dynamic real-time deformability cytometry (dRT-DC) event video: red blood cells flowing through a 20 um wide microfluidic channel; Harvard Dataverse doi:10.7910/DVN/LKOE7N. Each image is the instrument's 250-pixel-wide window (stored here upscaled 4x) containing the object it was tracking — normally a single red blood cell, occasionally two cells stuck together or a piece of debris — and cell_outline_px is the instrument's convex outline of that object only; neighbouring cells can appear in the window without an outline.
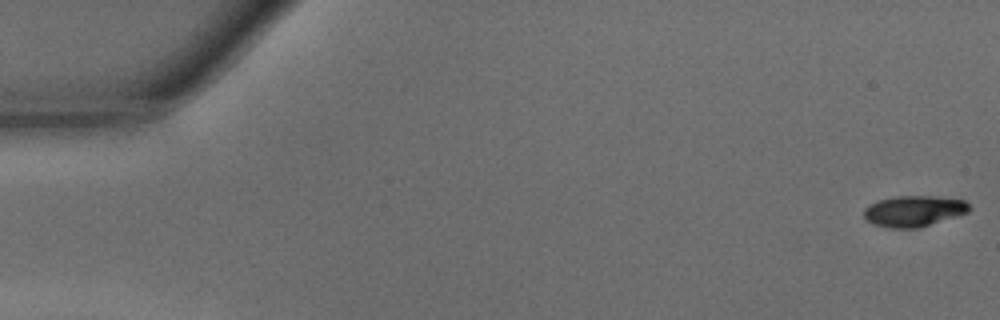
{"species": "common noctule bat (a hibernating species)", "species_latin": "Nyctalus noctula", "temperature_condition": "warm", "stored_images_in_passage": 47, "camera_frame_rate_fps": 3000, "um_per_image_px": 0.085, "animal": {"sex": "male", "body_mass_g": 15.6}, "frame": {"image": 1, "passage_image": 1, "time_ms": 0.0, "image_size_px": [1000, 320], "cell_outline_px": [[972, 208], [968, 212], [920, 228], [892, 228], [876, 224], [868, 220], [864, 216], [864, 208], [868, 204], [880, 200], [896, 196], [932, 196], [964, 200]], "centroid_in_image_um": [77.69, 17.94], "position_along_channel_um": 7.3, "area_um2": 18.84}}
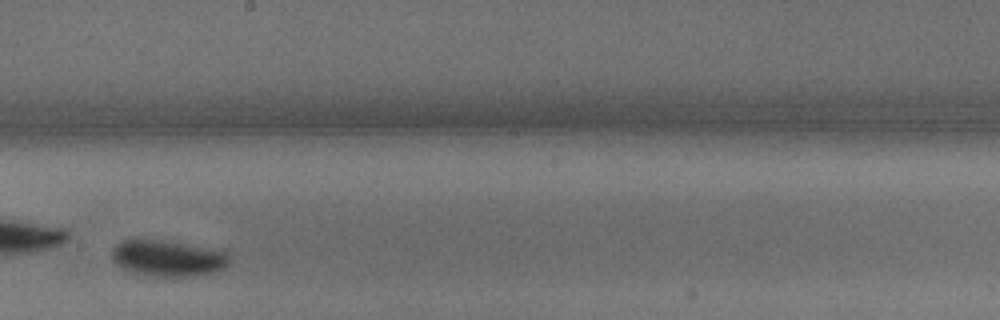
{"frame": {"image": 2, "passage_image": 28, "time_ms": 9.0, "image_size_px": [1000, 320], "cell_outline_px": [[228, 260], [220, 268], [212, 272], [192, 276], [152, 276], [132, 272], [124, 268], [112, 256], [112, 248], [120, 240], [160, 240], [224, 252], [228, 256]], "centroid_in_image_um": [14.17, 21.95], "position_along_channel_um": 234.0, "area_um2": 23.58}}
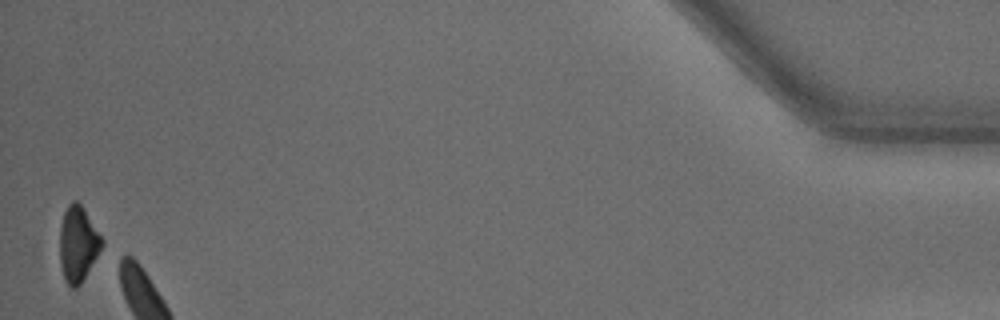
{"frame": {"image": 3, "passage_image": 47, "time_ms": 15.333, "image_size_px": [1000, 320], "cell_outline_px": [[104, 248], [80, 284], [76, 288], [72, 288], [68, 284], [64, 276], [60, 264], [60, 224], [64, 212], [68, 204], [72, 200], [76, 200], [80, 204], [104, 240]], "centroid_in_image_um": [6.65, 20.74], "position_along_channel_um": 428.6, "area_um2": 18.61}, "authors_computed_cell_mechanics": {"area_um2": 22.1374, "velocity_mm_per_s": 4.2269, "shape_relaxation_time_tau1_ms": 0.7922, "shape_relaxation_time_tau2_ms": 0.8657, "deformation_change_tau1": 0.2028, "deformation_change_tau2": 0.0667}}